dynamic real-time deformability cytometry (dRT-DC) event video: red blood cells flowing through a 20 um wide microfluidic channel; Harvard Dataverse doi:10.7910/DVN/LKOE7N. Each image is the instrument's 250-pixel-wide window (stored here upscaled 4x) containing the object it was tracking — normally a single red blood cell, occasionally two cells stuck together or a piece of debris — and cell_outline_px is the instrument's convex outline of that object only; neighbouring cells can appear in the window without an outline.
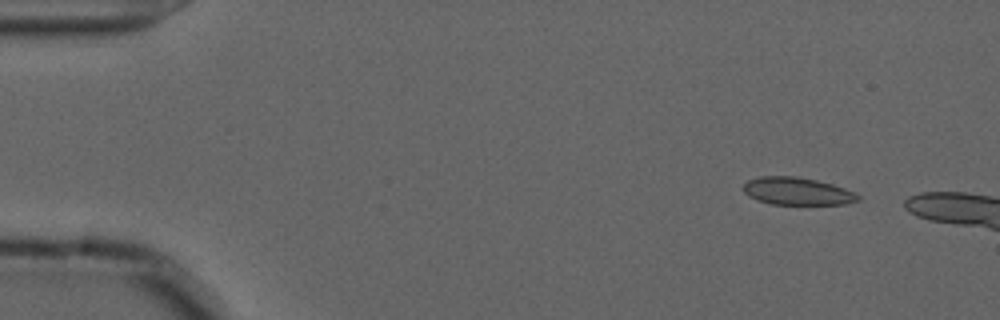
{"species": "common noctule bat (a hibernating species)", "species_latin": "Nyctalus noctula", "temperature_condition": "cold", "stored_images_in_passage": 11, "camera_frame_rate_fps": 3000, "um_per_image_px": 0.085, "animal": {"sex": "male", "forearm_length_mm": 52.5}, "frame": {"image": 1, "passage_image": 5, "time_ms": 1.333, "image_size_px": [1000, 320], "cell_outline_px": [[860, 200], [844, 204], [772, 204], [756, 200], [748, 196], [744, 192], [744, 184], [748, 180], [760, 176], [796, 176], [816, 180], [832, 184], [856, 192], [860, 196]], "centroid_in_image_um": [67.76, 16.25], "position_along_channel_um": 17.2, "area_um2": 18.44}}